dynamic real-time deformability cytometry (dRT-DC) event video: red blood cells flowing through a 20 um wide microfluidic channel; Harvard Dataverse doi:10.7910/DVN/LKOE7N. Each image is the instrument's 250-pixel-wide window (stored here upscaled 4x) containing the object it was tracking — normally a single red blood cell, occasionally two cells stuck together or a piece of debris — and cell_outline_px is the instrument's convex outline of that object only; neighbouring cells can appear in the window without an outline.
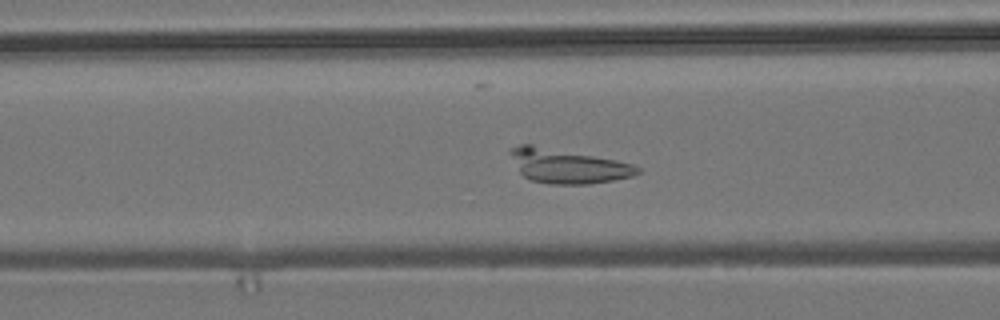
{"species": "common noctule bat (a hibernating species)", "species_latin": "Nyctalus noctula", "temperature_condition": "room temperature", "stored_images_in_passage": 59, "camera_frame_rate_fps": 3000, "um_per_image_px": 0.085, "animal": {"sex": "male", "body_mass_g": 19.2, "forearm_length_mm": 51.8}, "frame": {"image": 1, "passage_image": 24, "time_ms": 7.667, "image_size_px": [1000, 320], "cell_outline_px": [[640, 172], [632, 176], [612, 180], [588, 184], [548, 184], [532, 180], [524, 176], [520, 172], [508, 152], [508, 148], [520, 144], [532, 144], [616, 160], [632, 164], [640, 168]], "centroid_in_image_um": [48.2, 14.1], "position_along_channel_um": 118.4, "area_um2": 25.2}}
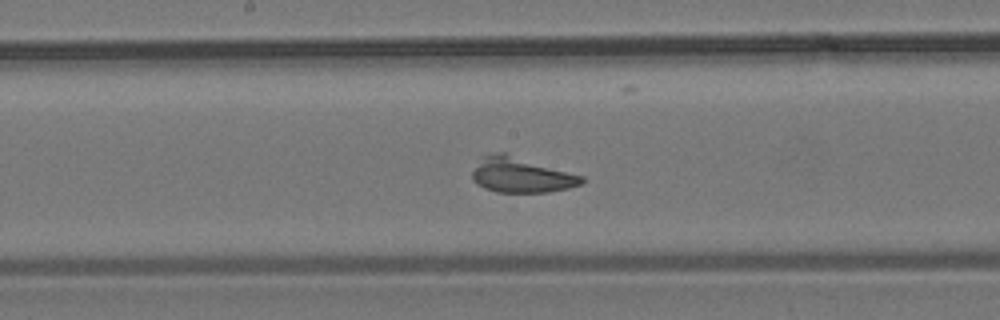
{"frame": {"image": 2, "passage_image": 31, "time_ms": 10.0, "image_size_px": [1000, 320], "cell_outline_px": [[584, 180], [580, 184], [568, 188], [548, 192], [496, 192], [484, 188], [476, 184], [472, 180], [472, 172], [480, 156], [500, 152], [504, 152], [584, 176]], "centroid_in_image_um": [44.26, 14.87], "position_along_channel_um": 203.9, "area_um2": 22.54}}
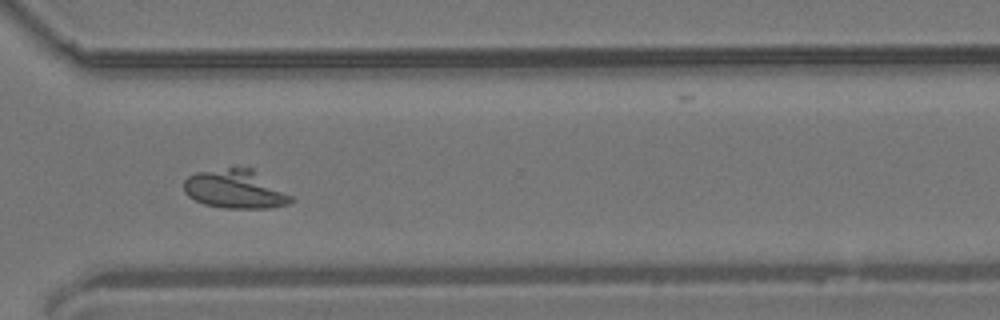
{"frame": {"image": 3, "passage_image": 43, "time_ms": 14.0, "image_size_px": [1000, 320], "cell_outline_px": [[296, 200], [288, 204], [272, 208], [224, 208], [204, 204], [188, 196], [184, 192], [184, 180], [188, 176], [196, 172], [228, 168], [252, 168], [292, 196]], "centroid_in_image_um": [20.01, 16.09], "position_along_channel_um": 350.6, "area_um2": 24.16}}